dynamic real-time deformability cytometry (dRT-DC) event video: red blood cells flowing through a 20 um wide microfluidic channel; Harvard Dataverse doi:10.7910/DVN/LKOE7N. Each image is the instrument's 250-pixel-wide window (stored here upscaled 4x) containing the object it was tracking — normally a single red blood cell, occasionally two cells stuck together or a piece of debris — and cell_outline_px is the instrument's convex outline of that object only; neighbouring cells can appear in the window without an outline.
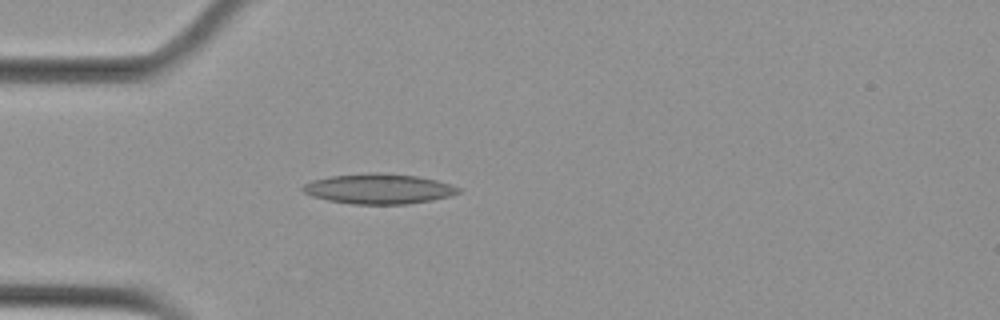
{"species": "Egyptian fruit bat (a non-hibernating species)", "species_latin": "Rousettus aegyptiacus", "temperature_condition": "cold", "stored_images_in_passage": 1, "camera_frame_rate_fps": 3000, "um_per_image_px": 0.085, "animal": {"sex": "female"}, "frame": {"image": 1, "passage_image": 1, "time_ms": 0.0, "image_size_px": [1000, 320], "cell_outline_px": [[460, 192], [452, 196], [432, 200], [408, 204], [352, 204], [328, 200], [312, 196], [304, 192], [300, 188], [304, 184], [312, 180], [332, 176], [368, 172], [380, 172], [416, 176], [436, 180], [460, 188]], "centroid_in_image_um": [32.18, 16.05], "position_along_channel_um": 52.8, "area_um2": 27.34}}